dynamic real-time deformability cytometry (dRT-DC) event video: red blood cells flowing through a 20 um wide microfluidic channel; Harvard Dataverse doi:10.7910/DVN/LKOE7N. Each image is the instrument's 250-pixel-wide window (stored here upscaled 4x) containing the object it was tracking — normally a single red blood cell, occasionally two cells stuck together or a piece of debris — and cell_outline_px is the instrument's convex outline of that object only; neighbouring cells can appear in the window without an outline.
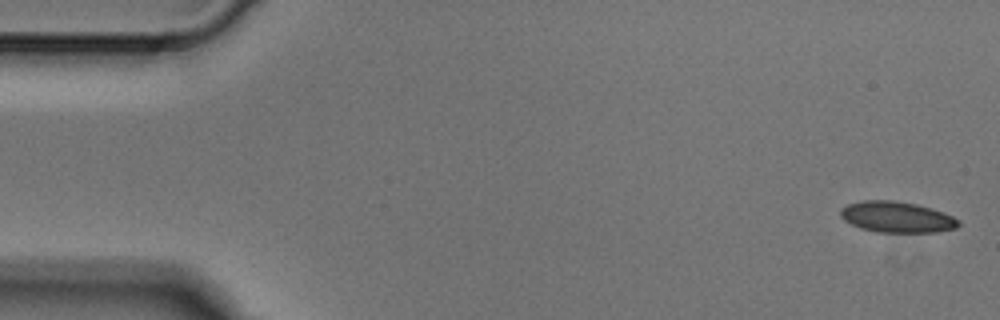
{"species": "Egyptian fruit bat (a non-hibernating species)", "species_latin": "Rousettus aegyptiacus", "temperature_condition": "cold", "stored_images_in_passage": 5, "camera_frame_rate_fps": 3000, "um_per_image_px": 0.085, "animal": {"sex": "male"}, "frame": {"image": 1, "passage_image": 1, "time_ms": 0.0, "image_size_px": [1000, 320], "cell_outline_px": [[960, 224], [956, 228], [936, 232], [876, 232], [860, 228], [844, 220], [840, 216], [840, 208], [848, 204], [864, 200], [892, 200], [916, 204], [944, 212], [960, 220]], "centroid_in_image_um": [76.22, 18.45], "position_along_channel_um": 8.8, "area_um2": 21.33}}
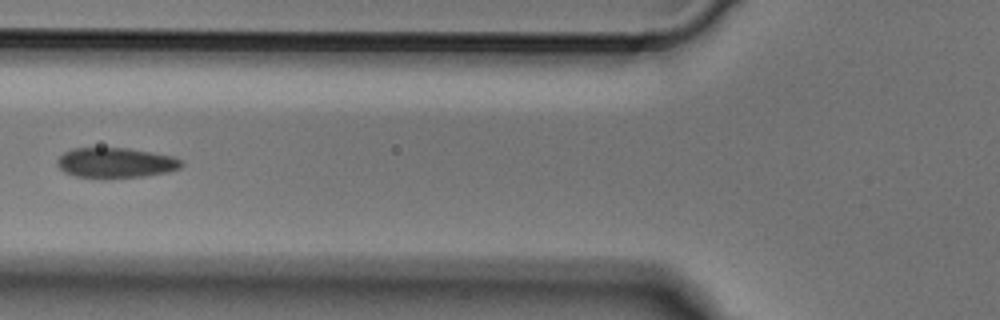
{"frame": {"image": 2, "passage_image": 5, "time_ms": 1.333, "image_size_px": [1000, 320], "cell_outline_px": [[184, 164], [180, 168], [168, 172], [148, 176], [104, 180], [76, 176], [64, 172], [56, 164], [56, 160], [64, 152], [72, 148], [128, 148], [152, 152], [172, 156], [180, 160]], "centroid_in_image_um": [9.82, 13.87], "position_along_channel_um": 116.0, "area_um2": 22.43}}